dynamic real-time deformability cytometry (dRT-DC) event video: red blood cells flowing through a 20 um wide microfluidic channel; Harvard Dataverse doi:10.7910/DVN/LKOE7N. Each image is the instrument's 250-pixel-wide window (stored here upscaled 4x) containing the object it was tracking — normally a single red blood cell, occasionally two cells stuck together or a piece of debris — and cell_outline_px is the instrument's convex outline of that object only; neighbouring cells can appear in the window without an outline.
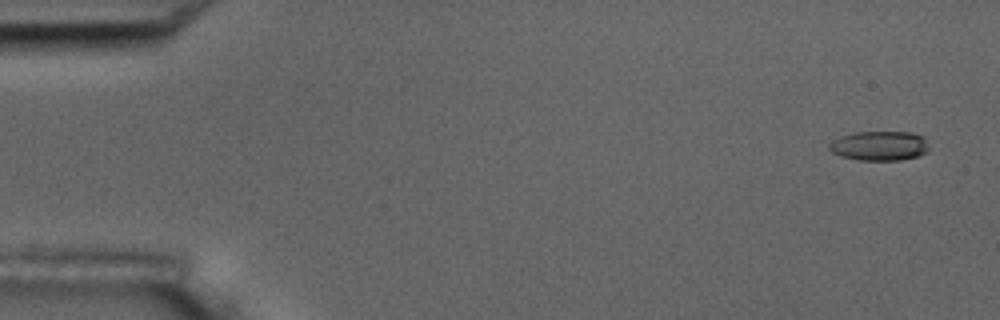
{"species": "common noctule bat (a hibernating species)", "species_latin": "Nyctalus noctula", "temperature_condition": "room temperature", "stored_images_in_passage": 5, "camera_frame_rate_fps": 3000, "um_per_image_px": 0.085, "animal": {"sex": "male", "body_mass_g": 17.5, "forearm_length_mm": 52.3}, "frame": {"image": 1, "passage_image": 1, "time_ms": 0.0, "image_size_px": [1000, 320], "cell_outline_px": [[928, 152], [916, 156], [900, 160], [856, 160], [840, 156], [832, 152], [828, 148], [828, 144], [832, 140], [840, 136], [856, 132], [912, 132], [924, 136], [928, 148]], "centroid_in_image_um": [74.73, 12.39], "position_along_channel_um": 10.3, "area_um2": 17.28}}
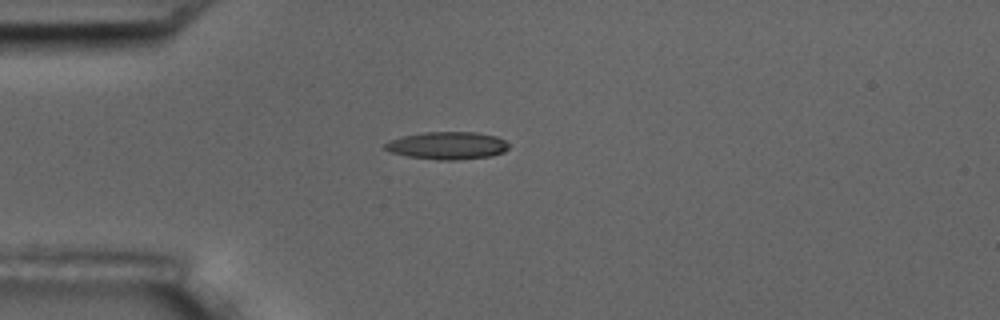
{"frame": {"image": 2, "passage_image": 5, "time_ms": 4.333, "image_size_px": [1000, 320], "cell_outline_px": [[512, 144], [504, 152], [492, 156], [456, 160], [440, 160], [408, 156], [388, 152], [384, 148], [384, 144], [388, 140], [400, 136], [424, 132], [476, 132], [496, 136]], "centroid_in_image_um": [38.02, 12.37], "position_along_channel_um": 47.0, "area_um2": 20.17}}